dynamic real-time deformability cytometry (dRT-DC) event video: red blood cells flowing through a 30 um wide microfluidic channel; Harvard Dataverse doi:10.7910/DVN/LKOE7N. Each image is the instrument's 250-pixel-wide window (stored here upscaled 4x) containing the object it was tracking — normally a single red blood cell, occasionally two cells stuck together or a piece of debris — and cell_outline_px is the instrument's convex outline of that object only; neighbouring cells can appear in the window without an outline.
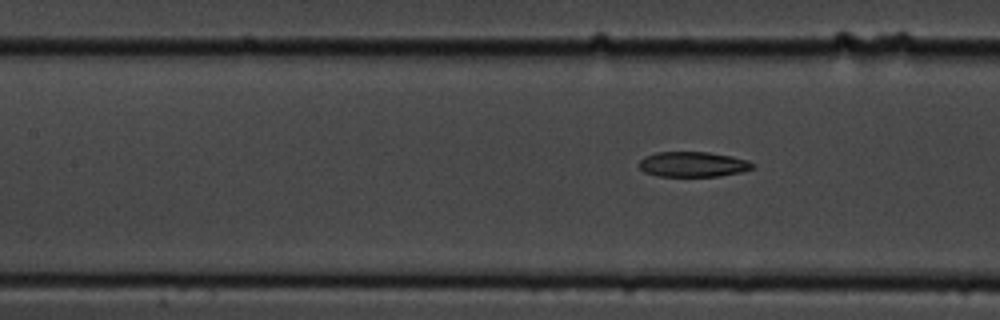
{"species": "common noctule bat (a hibernating species)", "species_latin": "Nyctalus noctula", "temperature_condition": "cold", "stored_images_in_passage": 9, "segment_of_instrument_passage": [2, 2], "camera_frame_rate_fps": 3000, "um_per_image_px": 0.085, "animal": {"sex": "male", "body_mass_g": 19.5, "forearm_length_mm": 54.6}, "frame": {"image": 1, "passage_image": 9, "time_ms": 10.0, "image_size_px": [1000, 320], "cell_outline_px": [[756, 168], [740, 172], [720, 176], [656, 176], [644, 172], [640, 168], [640, 160], [644, 156], [656, 152], [708, 152], [732, 156], [748, 160], [756, 164]], "centroid_in_image_um": [58.93, 13.96], "position_along_channel_um": 148.5, "area_um2": 16.82}}